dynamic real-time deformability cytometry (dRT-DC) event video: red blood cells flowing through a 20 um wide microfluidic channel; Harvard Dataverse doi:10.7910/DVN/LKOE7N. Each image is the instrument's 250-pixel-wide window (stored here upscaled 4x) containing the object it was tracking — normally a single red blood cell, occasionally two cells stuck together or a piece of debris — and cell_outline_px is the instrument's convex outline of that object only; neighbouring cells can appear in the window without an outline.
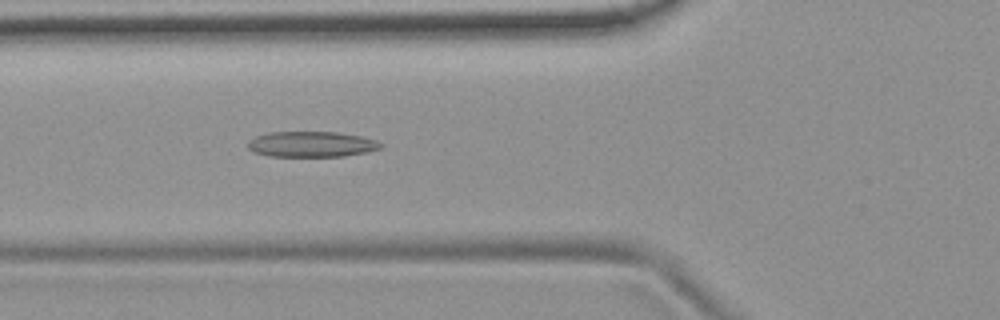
{"species": "common noctule bat (a hibernating species)", "species_latin": "Nyctalus noctula", "temperature_condition": "room temperature", "stored_images_in_passage": 53, "camera_frame_rate_fps": 3000, "um_per_image_px": 0.085, "animal": {"sex": "female", "body_mass_g": 19.9}, "frame": {"image": 1, "passage_image": 19, "time_ms": 6.0, "image_size_px": [1000, 320], "cell_outline_px": [[384, 144], [380, 148], [368, 152], [344, 156], [272, 156], [252, 152], [248, 148], [248, 140], [256, 136], [268, 132], [336, 132], [360, 136], [376, 140]], "centroid_in_image_um": [26.47, 12.26], "position_along_channel_um": 99.3, "area_um2": 19.83}}
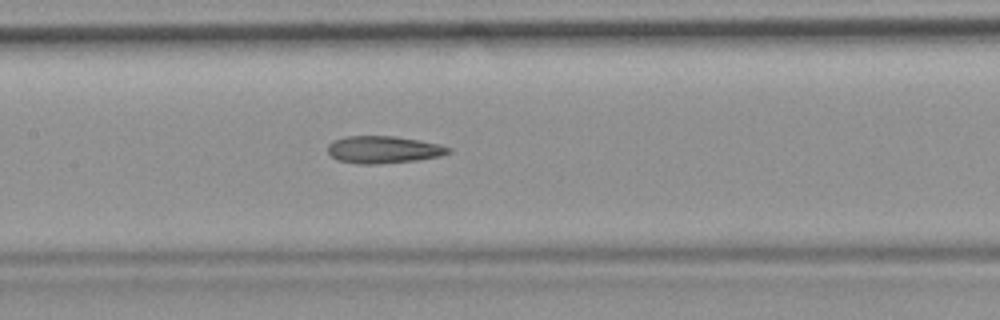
{"frame": {"image": 2, "passage_image": 25, "time_ms": 8.0, "image_size_px": [1000, 320], "cell_outline_px": [[452, 152], [440, 156], [416, 160], [380, 164], [360, 164], [336, 160], [328, 152], [328, 144], [332, 140], [344, 136], [396, 136], [440, 144], [452, 148]], "centroid_in_image_um": [32.59, 12.71], "position_along_channel_um": 174.8, "area_um2": 19.36}}
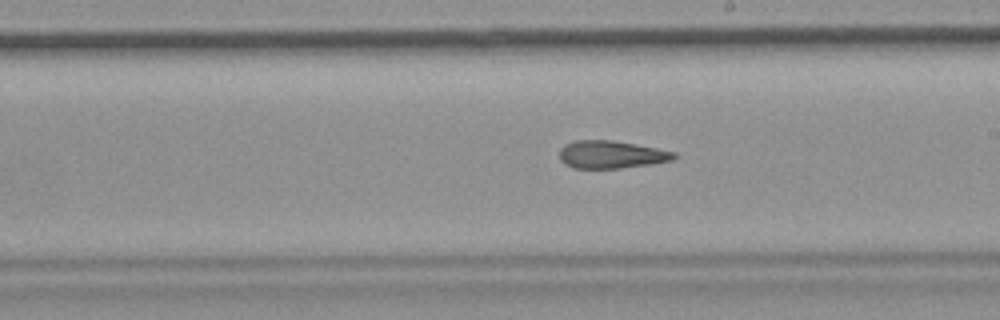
{"frame": {"image": 3, "passage_image": 30, "time_ms": 9.667, "image_size_px": [1000, 320], "cell_outline_px": [[680, 156], [672, 160], [652, 164], [620, 168], [572, 168], [564, 164], [560, 160], [560, 148], [564, 144], [576, 140], [612, 140], [636, 144], [676, 152]], "centroid_in_image_um": [51.96, 13.13], "position_along_channel_um": 237.0, "area_um2": 18.67}, "authors_computed_cell_mechanics": {"area_um2": 19.7098, "velocity_mm_per_s": 3.759, "shape_relaxation_time_tau1_ms": null, "shape_relaxation_time_tau2_ms": 5.3004, "deformation_change_tau1": null, "deformation_change_tau2": 0.1757}}